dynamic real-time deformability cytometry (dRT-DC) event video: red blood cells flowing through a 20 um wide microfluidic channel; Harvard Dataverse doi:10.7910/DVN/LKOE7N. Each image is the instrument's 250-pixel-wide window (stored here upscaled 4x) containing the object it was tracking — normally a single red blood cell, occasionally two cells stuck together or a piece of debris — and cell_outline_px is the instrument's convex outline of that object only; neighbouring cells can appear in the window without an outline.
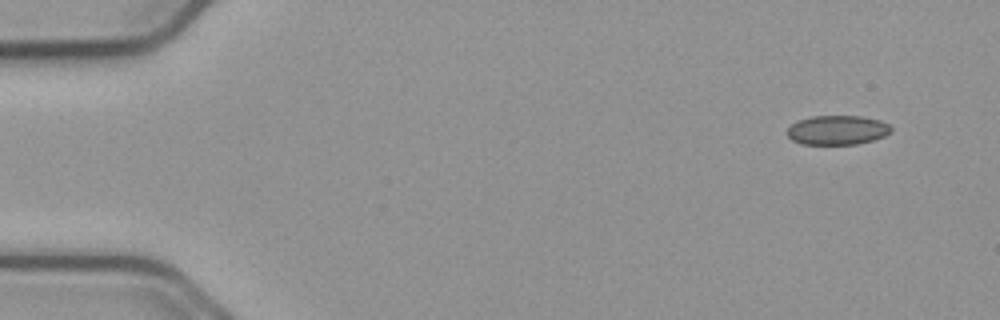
{"species": "common noctule bat (a hibernating species)", "species_latin": "Nyctalus noctula", "temperature_condition": "cold", "stored_images_in_passage": 52, "camera_frame_rate_fps": 3000, "um_per_image_px": 0.085, "animal": {"sex": "male", "body_mass_g": 23.1, "forearm_length_mm": 52.7}, "frame": {"image": 1, "passage_image": 1, "time_ms": 0.0, "image_size_px": [1000, 320], "cell_outline_px": [[892, 132], [884, 136], [872, 140], [856, 144], [804, 144], [792, 140], [788, 136], [788, 128], [792, 124], [800, 120], [812, 116], [860, 116], [880, 120], [888, 124], [892, 128]], "centroid_in_image_um": [71.2, 11.05], "position_along_channel_um": 13.8, "area_um2": 17.63}}
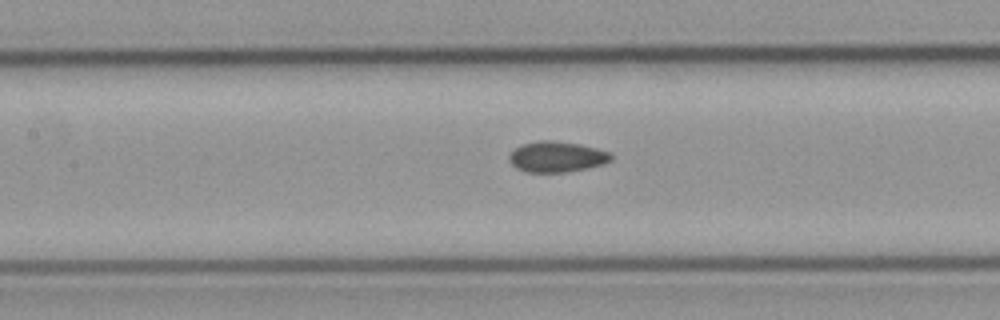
{"frame": {"image": 2, "passage_image": 22, "time_ms": 7.0, "image_size_px": [1000, 320], "cell_outline_px": [[612, 160], [588, 168], [568, 172], [524, 172], [516, 168], [512, 164], [508, 156], [516, 148], [524, 144], [540, 140], [552, 140], [580, 144], [596, 148], [608, 152], [612, 156]], "centroid_in_image_um": [47.31, 13.33], "position_along_channel_um": 160.1, "area_um2": 18.09}}
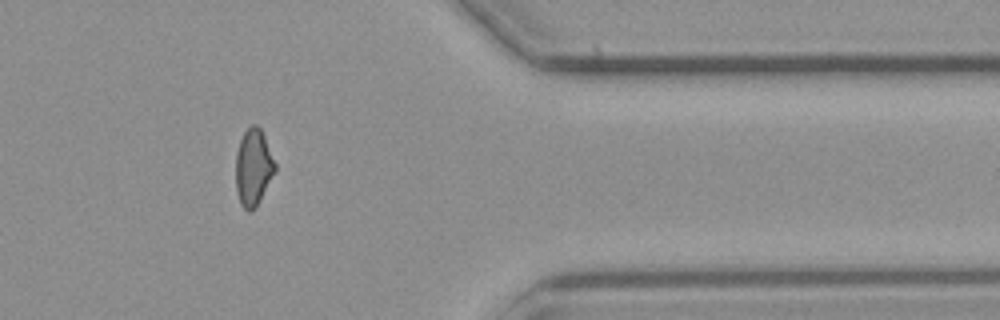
{"frame": {"image": 3, "passage_image": 42, "time_ms": 13.667, "image_size_px": [1000, 320], "cell_outline_px": [[276, 172], [256, 208], [252, 212], [248, 212], [240, 204], [236, 188], [236, 152], [240, 140], [244, 132], [252, 124], [256, 124], [260, 128], [264, 136], [276, 164]], "centroid_in_image_um": [21.54, 14.26], "position_along_channel_um": 389.9, "area_um2": 17.74}, "authors_computed_cell_mechanics": {"area_um2": 18.0625, "velocity_mm_per_s": 3.7526, "shape_relaxation_time_tau1_ms": null, "shape_relaxation_time_tau2_ms": 4.8982, "deformation_change_tau1": null, "deformation_change_tau2": 0.0678}}